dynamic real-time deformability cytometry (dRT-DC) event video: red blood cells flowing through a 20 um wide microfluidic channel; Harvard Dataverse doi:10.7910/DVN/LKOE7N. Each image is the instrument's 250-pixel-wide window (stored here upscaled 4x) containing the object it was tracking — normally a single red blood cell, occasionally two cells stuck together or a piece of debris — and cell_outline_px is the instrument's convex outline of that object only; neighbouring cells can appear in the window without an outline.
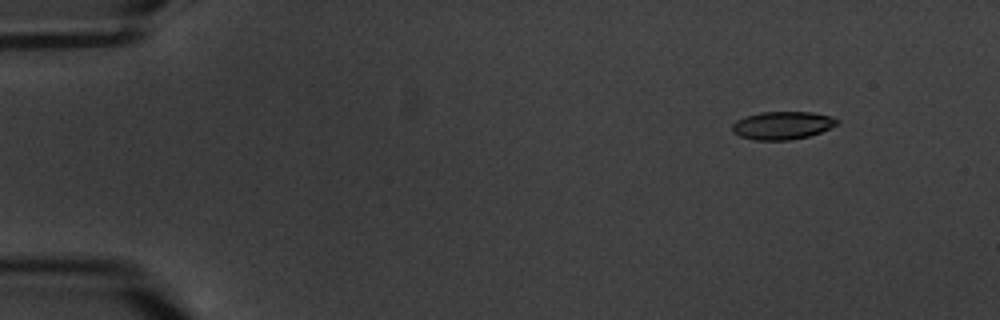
{"species": "common noctule bat (a hibernating species)", "species_latin": "Nyctalus noctula", "temperature_condition": "warm", "stored_images_in_passage": 7, "camera_frame_rate_fps": 3000, "um_per_image_px": 0.085, "animal": {"sex": "male", "body_mass_g": 20.1, "forearm_length_mm": 53.5}, "frame": {"image": 1, "passage_image": 1, "time_ms": 0.0, "image_size_px": [1000, 320], "cell_outline_px": [[840, 124], [820, 132], [808, 136], [788, 140], [752, 140], [740, 136], [732, 132], [732, 124], [736, 120], [744, 116], [760, 112], [812, 112], [832, 116], [840, 120]], "centroid_in_image_um": [66.51, 10.65], "position_along_channel_um": 18.5, "area_um2": 17.28}}
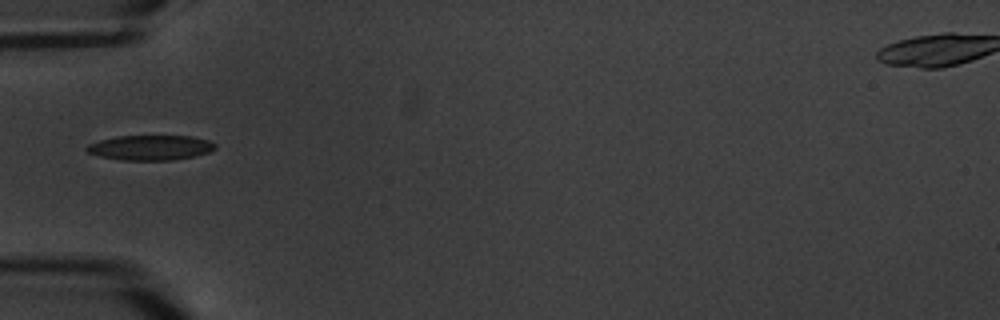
{"frame": {"image": 2, "passage_image": 5, "time_ms": 4.667, "image_size_px": [1000, 320], "cell_outline_px": [[216, 148], [208, 152], [192, 156], [172, 160], [120, 160], [100, 156], [88, 152], [84, 148], [88, 144], [100, 140], [116, 136], [192, 136], [208, 140], [216, 144]], "centroid_in_image_um": [12.77, 12.54], "position_along_channel_um": 72.2, "area_um2": 18.61}}